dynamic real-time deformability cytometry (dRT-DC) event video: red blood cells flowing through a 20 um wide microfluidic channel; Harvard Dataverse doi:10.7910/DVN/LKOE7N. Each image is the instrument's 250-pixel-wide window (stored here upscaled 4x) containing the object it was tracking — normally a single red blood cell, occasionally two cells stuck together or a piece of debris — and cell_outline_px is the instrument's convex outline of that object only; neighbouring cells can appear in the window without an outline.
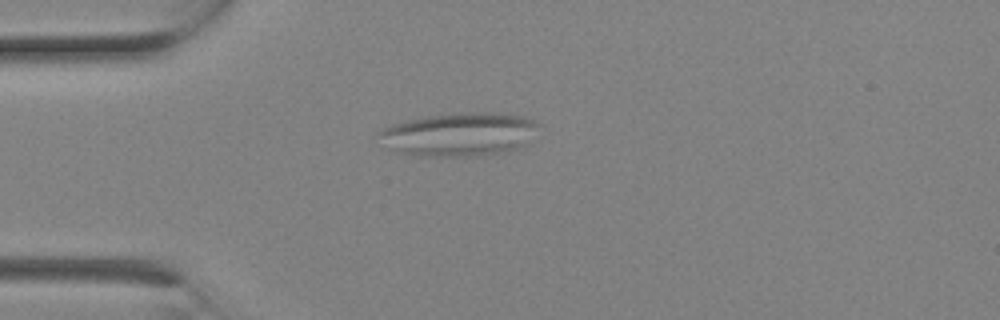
{"species": "Egyptian fruit bat (a non-hibernating species)", "species_latin": "Rousettus aegyptiacus", "temperature_condition": "room temperature", "stored_images_in_passage": 1, "camera_frame_rate_fps": 3000, "um_per_image_px": 0.085, "animal": {"sex": "female"}, "frame": {"image": 1, "passage_image": 1, "time_ms": 0.0, "image_size_px": [1000, 320], "cell_outline_px": [[540, 124], [528, 144], [520, 148], [508, 152], [480, 156], [416, 156], [396, 152], [388, 148], [376, 132], [392, 124], [408, 120], [428, 116], [468, 112], [500, 112], [524, 116]], "centroid_in_image_um": [39.09, 11.43], "position_along_channel_um": 45.9, "area_um2": 40.98}}